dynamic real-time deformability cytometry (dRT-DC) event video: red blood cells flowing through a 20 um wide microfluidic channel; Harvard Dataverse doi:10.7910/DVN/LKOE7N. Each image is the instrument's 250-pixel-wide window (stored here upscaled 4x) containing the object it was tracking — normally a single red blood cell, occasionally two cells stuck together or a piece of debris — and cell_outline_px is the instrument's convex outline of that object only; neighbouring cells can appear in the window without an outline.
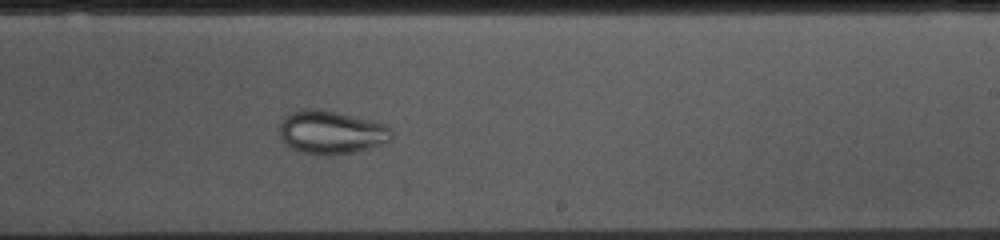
{"species": "common noctule bat (a hibernating species)", "species_latin": "Nyctalus noctula", "temperature_condition": "cold", "stored_images_in_passage": 53, "camera_frame_rate_fps": 3000, "um_per_image_px": 0.085, "animal": {"sex": "female", "body_mass_g": 10.0, "forearm_length_mm": 53.1}, "frame": {"image": 1, "passage_image": 31, "time_ms": 10.0, "image_size_px": [1000, 240], "cell_outline_px": [[392, 136], [388, 140], [380, 144], [356, 152], [324, 156], [300, 152], [292, 148], [280, 136], [280, 124], [284, 116], [300, 108], [312, 108], [336, 112], [388, 124], [392, 132]], "centroid_in_image_um": [28.14, 11.24], "position_along_channel_um": 260.9, "area_um2": 28.26}}
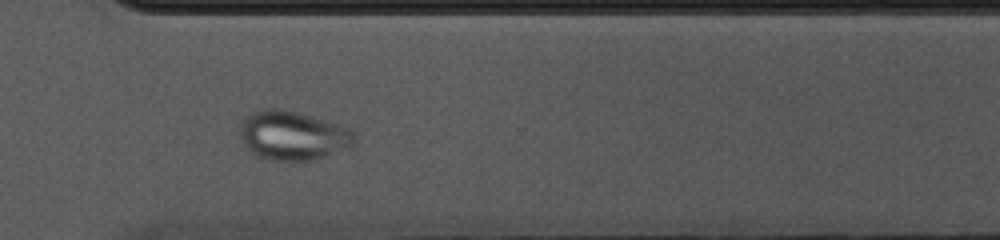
{"frame": {"image": 2, "passage_image": 38, "time_ms": 12.333, "image_size_px": [1000, 240], "cell_outline_px": [[356, 140], [352, 148], [312, 160], [268, 160], [256, 156], [240, 140], [240, 124], [244, 116], [252, 112], [264, 108], [280, 108], [296, 112], [340, 124], [352, 128], [356, 136]], "centroid_in_image_um": [24.91, 11.51], "position_along_channel_um": 345.7, "area_um2": 33.29}}
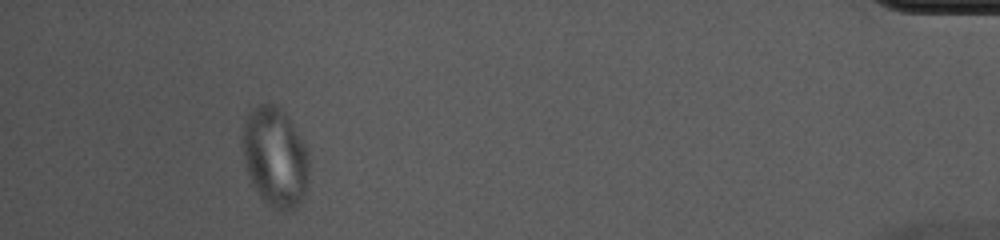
{"frame": {"image": 3, "passage_image": 49, "time_ms": 16.0, "image_size_px": [1000, 240], "cell_outline_px": [[308, 172], [304, 192], [300, 204], [296, 208], [276, 208], [268, 204], [256, 192], [252, 184], [244, 160], [240, 140], [244, 116], [256, 104], [276, 104], [288, 116], [304, 144], [308, 152]], "centroid_in_image_um": [23.33, 13.27], "position_along_channel_um": 411.9, "area_um2": 38.67}}